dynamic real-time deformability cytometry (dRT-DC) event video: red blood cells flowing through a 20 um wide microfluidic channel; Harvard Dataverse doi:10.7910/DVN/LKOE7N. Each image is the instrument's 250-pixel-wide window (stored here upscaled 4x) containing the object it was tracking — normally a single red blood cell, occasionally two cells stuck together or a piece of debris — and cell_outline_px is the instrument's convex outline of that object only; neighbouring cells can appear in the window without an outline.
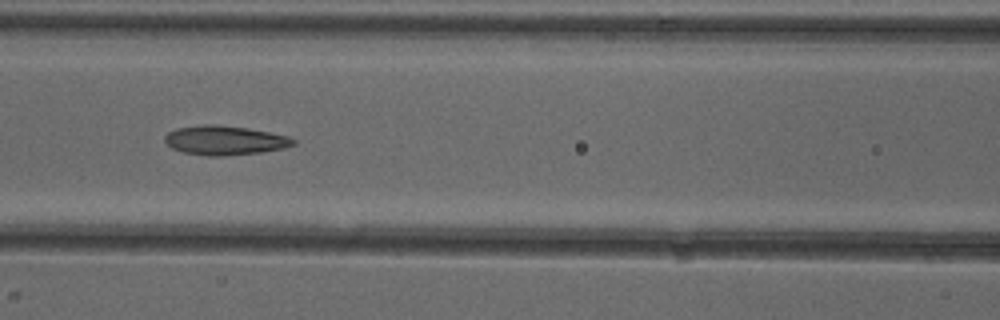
{"species": "common noctule bat (a hibernating species)", "species_latin": "Nyctalus noctula", "temperature_condition": "cold", "stored_images_in_passage": 7, "camera_frame_rate_fps": 3000, "um_per_image_px": 0.085, "animal": {"sex": "female"}, "frame": {"image": 1, "passage_image": 7, "time_ms": 7.0, "image_size_px": [1000, 320], "cell_outline_px": [[296, 144], [284, 148], [260, 152], [224, 156], [208, 156], [184, 152], [172, 148], [164, 140], [164, 136], [168, 132], [176, 128], [204, 124], [216, 124], [248, 128], [288, 136], [296, 140]], "centroid_in_image_um": [19.1, 11.92], "position_along_channel_um": 147.5, "area_um2": 21.91}}